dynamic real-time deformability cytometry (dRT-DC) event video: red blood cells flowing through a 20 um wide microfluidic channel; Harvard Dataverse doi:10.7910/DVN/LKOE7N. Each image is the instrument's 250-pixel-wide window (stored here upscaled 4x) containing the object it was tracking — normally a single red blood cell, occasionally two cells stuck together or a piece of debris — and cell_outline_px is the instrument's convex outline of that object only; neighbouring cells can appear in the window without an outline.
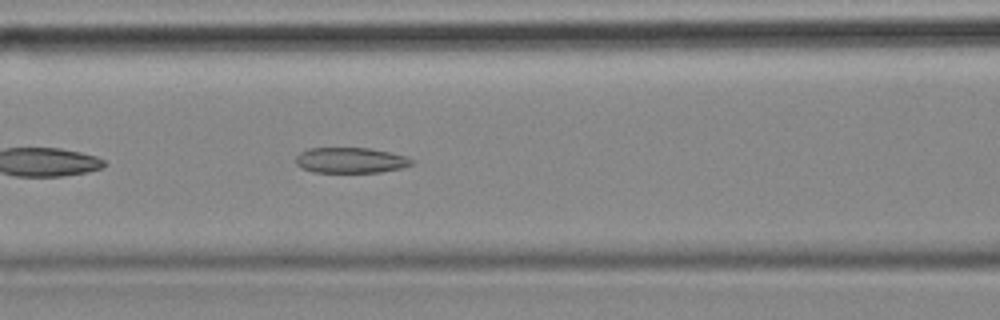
{"species": "common noctule bat (a hibernating species)", "species_latin": "Nyctalus noctula", "temperature_condition": "cold", "stored_images_in_passage": 15, "camera_frame_rate_fps": 3000, "um_per_image_px": 0.085, "animal": {"sex": "female", "body_mass_g": 18.4}, "frame": {"image": 1, "passage_image": 9, "time_ms": 2.667, "image_size_px": [1000, 320], "cell_outline_px": [[412, 164], [400, 168], [380, 172], [312, 172], [300, 168], [296, 164], [296, 156], [300, 152], [308, 148], [368, 148], [388, 152], [404, 156], [412, 160]], "centroid_in_image_um": [29.72, 13.62], "position_along_channel_um": 136.9, "area_um2": 17.11}}
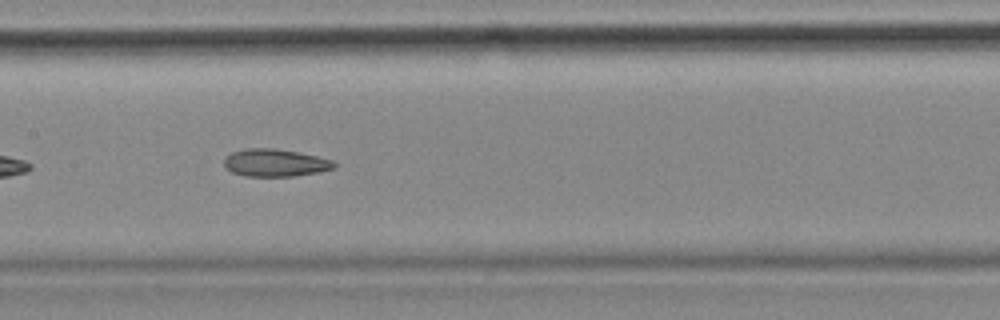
{"frame": {"image": 2, "passage_image": 13, "time_ms": 4.0, "image_size_px": [1000, 320], "cell_outline_px": [[336, 168], [320, 172], [292, 176], [244, 176], [232, 172], [224, 168], [224, 160], [232, 152], [244, 148], [276, 148], [316, 156], [332, 160], [336, 164]], "centroid_in_image_um": [23.38, 13.84], "position_along_channel_um": 184.0, "area_um2": 17.69}}